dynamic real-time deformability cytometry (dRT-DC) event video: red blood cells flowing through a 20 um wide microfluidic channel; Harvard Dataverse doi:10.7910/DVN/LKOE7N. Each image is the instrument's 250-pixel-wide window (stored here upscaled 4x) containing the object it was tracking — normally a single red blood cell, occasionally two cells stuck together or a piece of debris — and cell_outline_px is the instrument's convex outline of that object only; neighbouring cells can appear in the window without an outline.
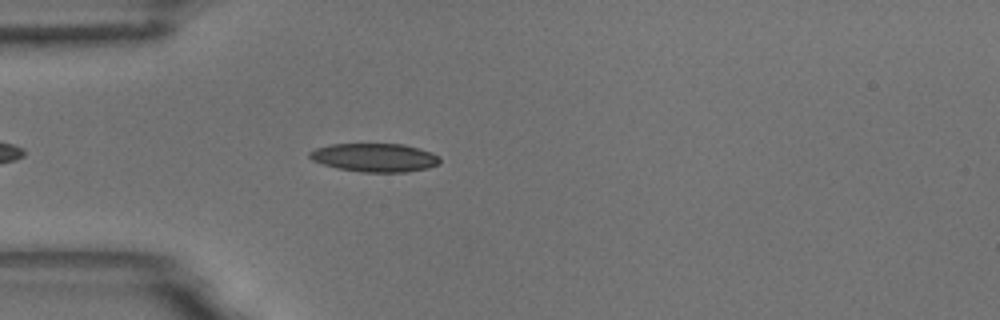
{"species": "common noctule bat (a hibernating species)", "species_latin": "Nyctalus noctula", "temperature_condition": "room temperature", "stored_images_in_passage": 46, "camera_frame_rate_fps": 3000, "um_per_image_px": 0.085, "animal": {"sex": "male", "body_mass_g": 18.8}, "frame": {"image": 1, "passage_image": 6, "time_ms": 1.667, "image_size_px": [1000, 320], "cell_outline_px": [[440, 164], [428, 168], [404, 172], [364, 172], [336, 168], [312, 160], [308, 156], [308, 152], [316, 148], [332, 144], [404, 144], [420, 148], [432, 152], [440, 156]], "centroid_in_image_um": [31.88, 13.39], "position_along_channel_um": 53.1, "area_um2": 21.73}}
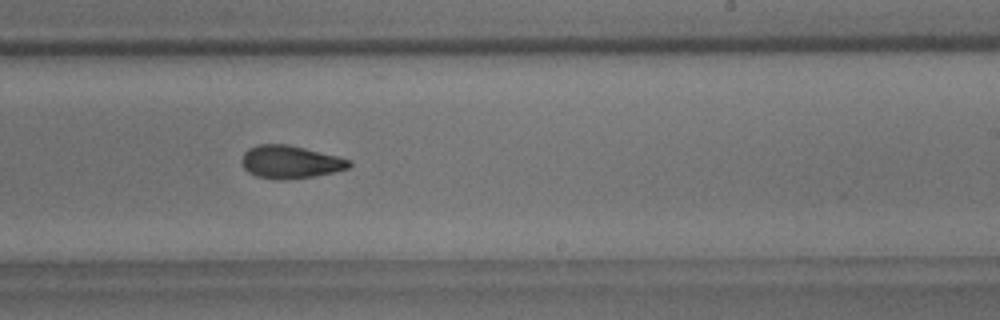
{"frame": {"image": 2, "passage_image": 24, "time_ms": 7.667, "image_size_px": [1000, 320], "cell_outline_px": [[352, 164], [348, 168], [332, 172], [312, 176], [284, 180], [276, 180], [256, 176], [248, 172], [244, 168], [240, 160], [244, 152], [248, 148], [256, 144], [288, 144], [352, 160]], "centroid_in_image_um": [24.62, 13.76], "position_along_channel_um": 264.4, "area_um2": 20.58}}
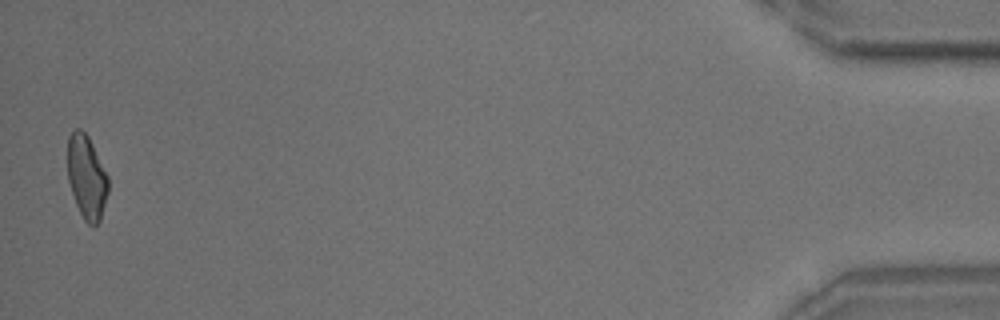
{"frame": {"image": 3, "passage_image": 45, "time_ms": 14.667, "image_size_px": [1000, 320], "cell_outline_px": [[108, 192], [100, 220], [92, 228], [84, 220], [76, 204], [68, 180], [68, 136], [76, 128], [80, 128], [88, 136], [108, 176]], "centroid_in_image_um": [7.37, 15.06], "position_along_channel_um": 427.8, "area_um2": 19.65}, "authors_computed_cell_mechanics": {"area_um2": 20.5768, "velocity_mm_per_s": 3.6365, "shape_relaxation_time_tau1_ms": 5.4138, "shape_relaxation_time_tau2_ms": 3.509, "deformation_change_tau1": 0.1404, "deformation_change_tau2": 0.1055}}